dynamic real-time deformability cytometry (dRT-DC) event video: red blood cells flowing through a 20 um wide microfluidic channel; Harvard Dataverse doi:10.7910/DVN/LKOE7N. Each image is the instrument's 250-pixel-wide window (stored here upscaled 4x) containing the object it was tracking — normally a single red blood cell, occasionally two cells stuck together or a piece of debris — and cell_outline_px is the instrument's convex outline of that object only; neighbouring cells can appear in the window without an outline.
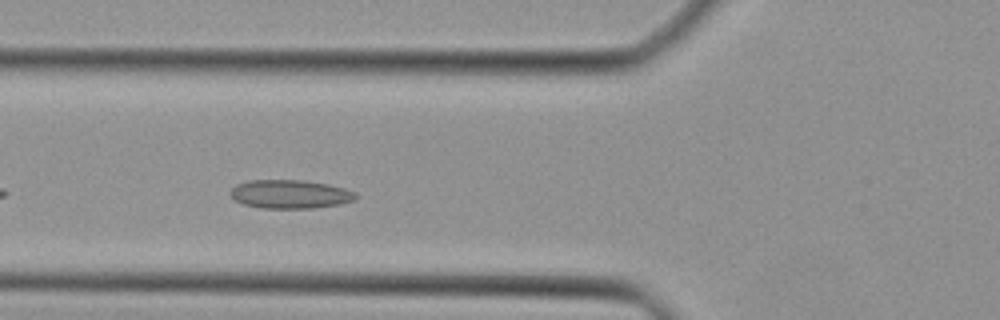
{"species": "Egyptian fruit bat (a non-hibernating species)", "species_latin": "Rousettus aegyptiacus", "temperature_condition": "cold", "stored_images_in_passage": 31, "camera_frame_rate_fps": 3000, "um_per_image_px": 0.085, "animal": {"sex": "female"}, "frame": {"image": 1, "passage_image": 5, "time_ms": 1.333, "image_size_px": [1000, 320], "cell_outline_px": [[356, 196], [352, 200], [340, 204], [312, 208], [260, 208], [244, 204], [236, 200], [228, 192], [236, 184], [248, 180], [304, 180], [328, 184], [344, 188], [356, 192]], "centroid_in_image_um": [24.63, 16.49], "position_along_channel_um": 101.2, "area_um2": 20.87}}
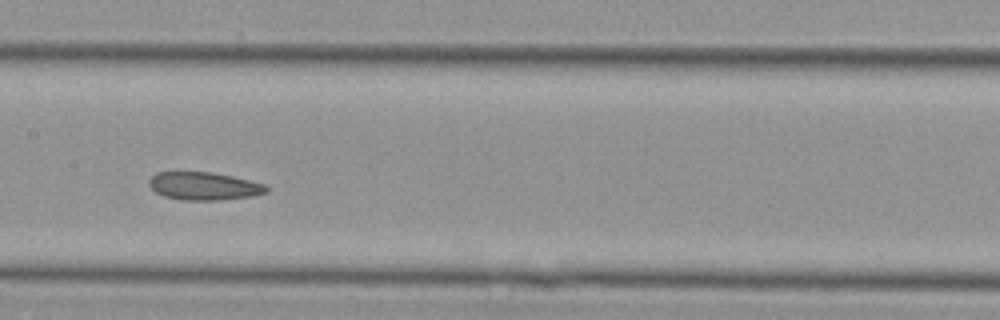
{"frame": {"image": 2, "passage_image": 11, "time_ms": 3.333, "image_size_px": [1000, 320], "cell_outline_px": [[268, 192], [252, 196], [220, 200], [184, 200], [164, 196], [156, 192], [148, 184], [148, 180], [156, 172], [212, 172], [232, 176], [264, 184], [268, 188]], "centroid_in_image_um": [17.32, 15.81], "position_along_channel_um": 190.1, "area_um2": 19.02}}
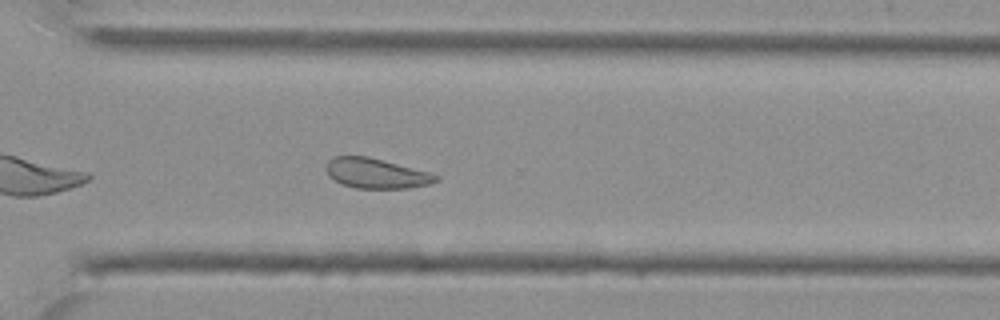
{"frame": {"image": 3, "passage_image": 21, "time_ms": 6.667, "image_size_px": [1000, 320], "cell_outline_px": [[440, 180], [428, 184], [408, 188], [356, 188], [340, 184], [328, 176], [328, 160], [332, 156], [368, 156], [428, 172], [440, 176]], "centroid_in_image_um": [31.97, 14.74], "position_along_channel_um": 338.6, "area_um2": 19.07}}